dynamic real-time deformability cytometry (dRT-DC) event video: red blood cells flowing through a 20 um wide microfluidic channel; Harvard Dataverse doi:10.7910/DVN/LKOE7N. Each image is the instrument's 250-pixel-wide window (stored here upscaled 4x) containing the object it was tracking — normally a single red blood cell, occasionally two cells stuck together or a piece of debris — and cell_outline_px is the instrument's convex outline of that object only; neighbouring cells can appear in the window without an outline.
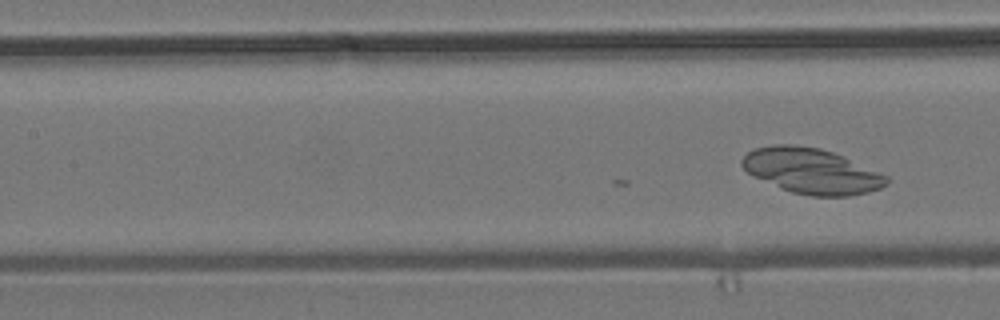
{"species": "common noctule bat (a hibernating species)", "species_latin": "Nyctalus noctula", "temperature_condition": "room temperature", "stored_images_in_passage": 17, "camera_frame_rate_fps": 3000, "um_per_image_px": 0.085, "animal": {"sex": "male", "body_mass_g": 19.2, "forearm_length_mm": 51.8}, "frame": {"image": 1, "passage_image": 17, "time_ms": 5.333, "image_size_px": [1000, 320], "cell_outline_px": [[888, 184], [880, 188], [868, 192], [848, 196], [812, 196], [792, 192], [752, 176], [740, 164], [740, 160], [748, 152], [756, 148], [772, 144], [792, 144], [820, 148], [832, 152], [888, 176]], "centroid_in_image_um": [68.95, 14.53], "position_along_channel_um": 138.4, "area_um2": 37.92}}